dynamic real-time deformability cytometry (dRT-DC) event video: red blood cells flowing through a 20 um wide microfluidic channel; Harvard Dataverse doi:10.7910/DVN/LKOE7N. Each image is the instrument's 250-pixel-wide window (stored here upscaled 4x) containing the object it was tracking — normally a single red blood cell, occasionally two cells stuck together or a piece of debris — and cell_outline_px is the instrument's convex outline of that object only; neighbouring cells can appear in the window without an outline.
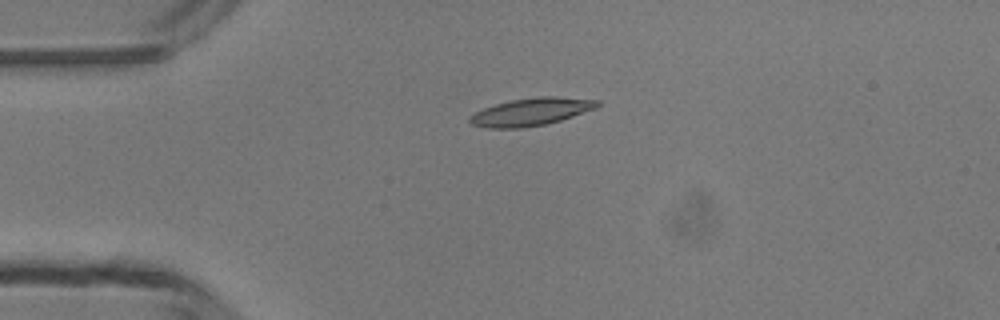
{"species": "common noctule bat (a hibernating species)", "species_latin": "Nyctalus noctula", "temperature_condition": "room temperature", "stored_images_in_passage": 6, "camera_frame_rate_fps": 3000, "um_per_image_px": 0.085, "animal": {"sex": "male", "body_mass_g": 13.3}, "frame": {"image": 1, "passage_image": 4, "time_ms": 3.333, "image_size_px": [1000, 320], "cell_outline_px": [[600, 104], [596, 108], [560, 120], [544, 124], [520, 128], [488, 128], [472, 124], [468, 120], [468, 116], [484, 108], [496, 104], [512, 100], [540, 96], [556, 96], [600, 100]], "centroid_in_image_um": [45.14, 9.5], "position_along_channel_um": 39.9, "area_um2": 20.35}}
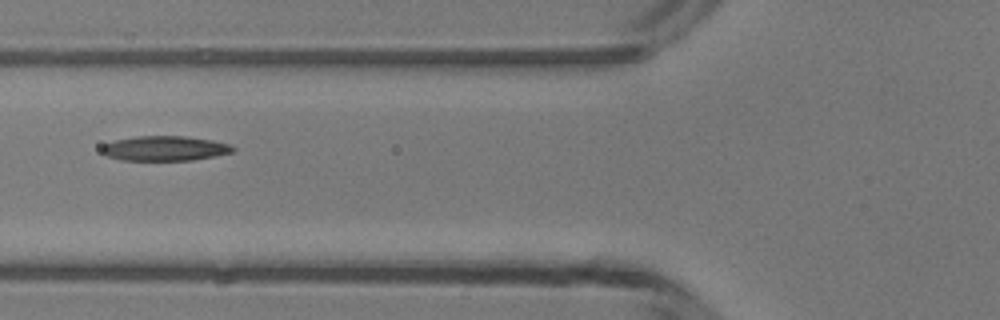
{"frame": {"image": 2, "passage_image": 6, "time_ms": 5.667, "image_size_px": [1000, 320], "cell_outline_px": [[236, 152], [216, 156], [192, 160], [120, 160], [108, 156], [100, 152], [100, 148], [104, 144], [112, 140], [136, 136], [184, 136], [212, 140], [228, 144], [236, 148]], "centroid_in_image_um": [14.0, 12.61], "position_along_channel_um": 111.8, "area_um2": 19.19}}